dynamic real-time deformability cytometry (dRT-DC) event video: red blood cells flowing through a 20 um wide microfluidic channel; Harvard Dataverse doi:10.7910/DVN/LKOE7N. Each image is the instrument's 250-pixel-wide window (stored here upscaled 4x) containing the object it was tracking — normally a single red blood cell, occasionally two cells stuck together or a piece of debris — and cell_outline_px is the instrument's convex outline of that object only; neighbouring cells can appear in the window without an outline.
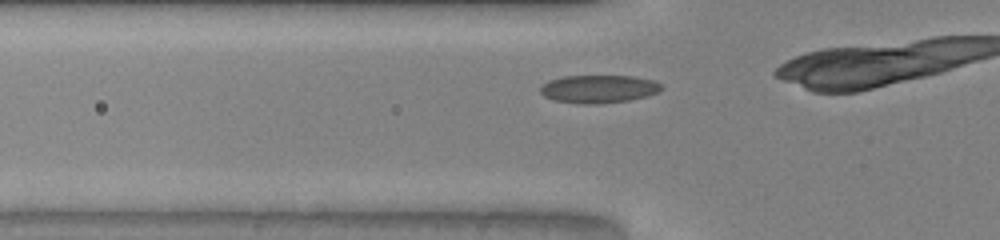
{"species": "common noctule bat (a hibernating species)", "species_latin": "Nyctalus noctula", "temperature_condition": "warm", "stored_images_in_passage": 27, "camera_frame_rate_fps": 3000, "um_per_image_px": 0.085, "animal": {"sex": "male", "body_mass_g": 20.0, "forearm_length_mm": 53.3}, "frame": {"image": 1, "passage_image": 4, "time_ms": 1.0, "image_size_px": [1000, 240], "cell_outline_px": [[664, 88], [656, 92], [644, 96], [628, 100], [596, 104], [584, 104], [556, 100], [544, 96], [540, 92], [540, 88], [548, 80], [564, 76], [632, 76], [656, 80], [664, 84]], "centroid_in_image_um": [50.92, 7.54], "position_along_channel_um": 74.9, "area_um2": 19.65}}
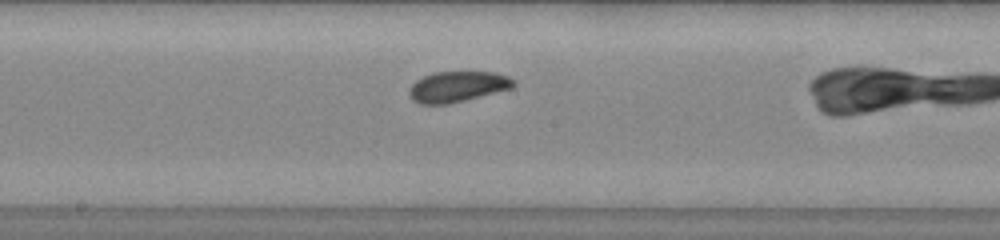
{"frame": {"image": 2, "passage_image": 14, "time_ms": 4.333, "image_size_px": [1000, 240], "cell_outline_px": [[516, 84], [512, 88], [448, 104], [420, 104], [412, 100], [408, 96], [408, 92], [412, 84], [416, 80], [432, 72], [492, 72], [508, 76], [516, 80]], "centroid_in_image_um": [38.87, 7.36], "position_along_channel_um": 209.3, "area_um2": 18.67}}
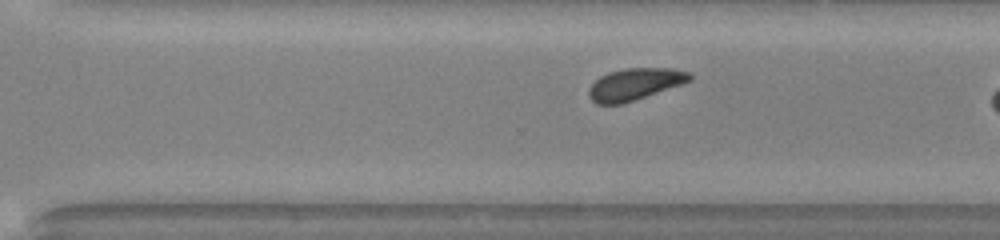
{"frame": {"image": 3, "passage_image": 22, "time_ms": 7.0, "image_size_px": [1000, 240], "cell_outline_px": [[692, 80], [684, 84], [620, 104], [596, 104], [588, 96], [588, 88], [600, 76], [608, 72], [624, 68], [672, 68], [688, 72], [692, 76]], "centroid_in_image_um": [53.96, 7.14], "position_along_channel_um": 316.6, "area_um2": 18.73}}